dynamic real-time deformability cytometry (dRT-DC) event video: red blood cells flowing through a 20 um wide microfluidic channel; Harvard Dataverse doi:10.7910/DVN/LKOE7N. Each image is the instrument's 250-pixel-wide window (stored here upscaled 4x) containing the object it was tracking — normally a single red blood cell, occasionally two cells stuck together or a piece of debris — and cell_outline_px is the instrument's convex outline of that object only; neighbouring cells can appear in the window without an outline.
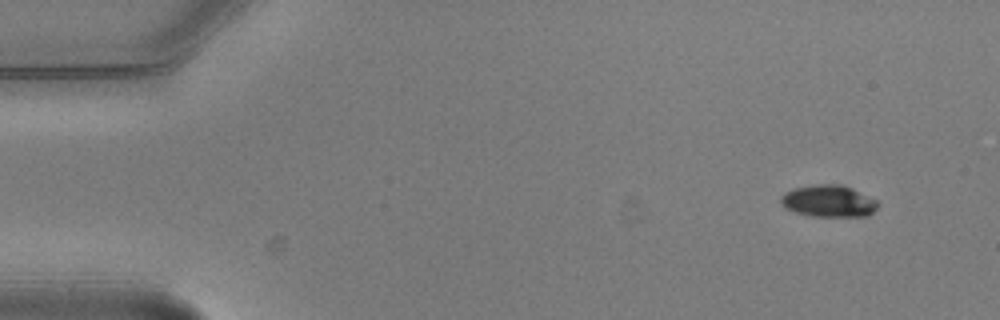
{"species": "common noctule bat (a hibernating species)", "species_latin": "Nyctalus noctula", "temperature_condition": "warm", "stored_images_in_passage": 5, "camera_frame_rate_fps": 3000, "um_per_image_px": 0.085, "animal": {"sex": "male", "body_mass_g": 20.5, "forearm_length_mm": 52.5}, "frame": {"image": 1, "passage_image": 1, "time_ms": 0.0, "image_size_px": [1000, 320], "cell_outline_px": [[880, 204], [868, 216], [812, 216], [796, 212], [780, 204], [780, 196], [784, 192], [792, 188], [816, 184], [844, 184], [876, 200]], "centroid_in_image_um": [70.42, 17.07], "position_along_channel_um": 14.6, "area_um2": 18.09}}
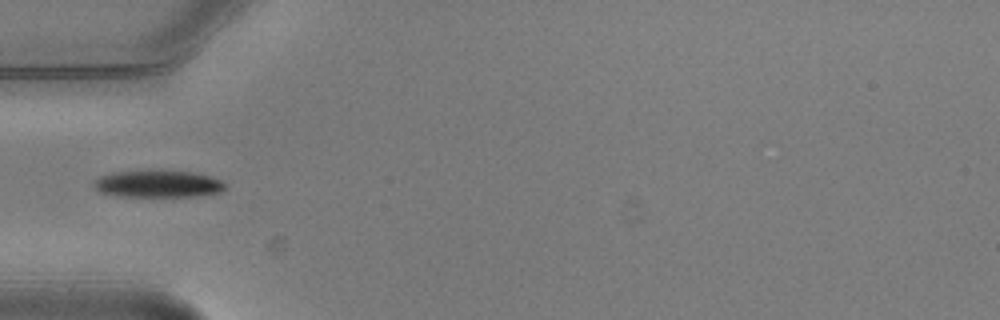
{"frame": {"image": 2, "passage_image": 5, "time_ms": 1.333, "image_size_px": [1000, 320], "cell_outline_px": [[224, 192], [192, 196], [120, 196], [100, 192], [92, 184], [100, 176], [112, 172], [148, 168], [160, 168], [196, 172], [220, 180], [224, 184]], "centroid_in_image_um": [13.41, 15.57], "position_along_channel_um": 71.6, "area_um2": 21.44}}